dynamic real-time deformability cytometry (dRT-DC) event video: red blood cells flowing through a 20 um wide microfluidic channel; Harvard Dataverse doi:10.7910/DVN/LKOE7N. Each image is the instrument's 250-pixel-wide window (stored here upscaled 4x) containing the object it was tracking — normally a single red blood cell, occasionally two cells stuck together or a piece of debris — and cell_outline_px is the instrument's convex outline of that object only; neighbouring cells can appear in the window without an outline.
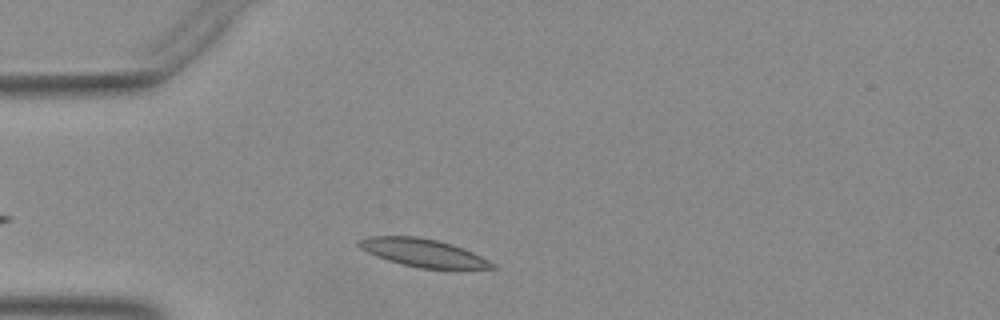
{"species": "Egyptian fruit bat (a non-hibernating species)", "species_latin": "Rousettus aegyptiacus", "temperature_condition": "warm", "stored_images_in_passage": 31, "camera_frame_rate_fps": 3000, "um_per_image_px": 0.085, "animal": {"sex": "female"}, "frame": {"image": 1, "passage_image": 5, "time_ms": 1.333, "image_size_px": [1000, 320], "cell_outline_px": [[500, 268], [420, 268], [388, 260], [376, 256], [360, 248], [356, 244], [360, 240], [368, 236], [416, 236], [440, 240], [464, 248], [496, 264]], "centroid_in_image_um": [35.97, 21.47], "position_along_channel_um": 49.0, "area_um2": 21.5}}
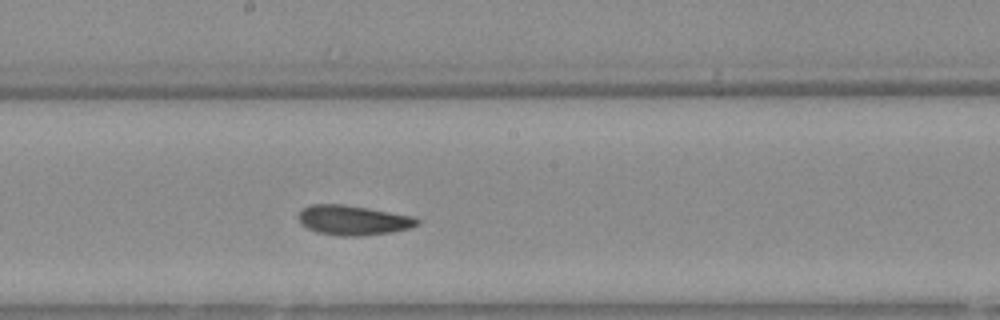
{"frame": {"image": 2, "passage_image": 19, "time_ms": 6.0, "image_size_px": [1000, 320], "cell_outline_px": [[420, 220], [416, 224], [408, 228], [388, 232], [360, 236], [344, 236], [316, 232], [308, 228], [296, 216], [304, 208], [312, 204], [344, 204], [416, 216]], "centroid_in_image_um": [30.02, 18.7], "position_along_channel_um": 218.2, "area_um2": 20.35}}
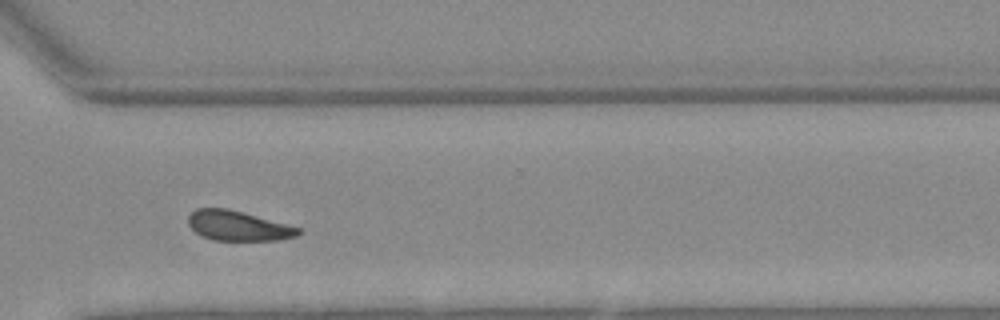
{"frame": {"image": 3, "passage_image": 29, "time_ms": 9.333, "image_size_px": [1000, 320], "cell_outline_px": [[304, 232], [296, 236], [280, 240], [212, 240], [196, 232], [188, 224], [188, 216], [196, 208], [228, 208], [300, 228]], "centroid_in_image_um": [20.24, 19.19], "position_along_channel_um": 350.4, "area_um2": 19.02}}